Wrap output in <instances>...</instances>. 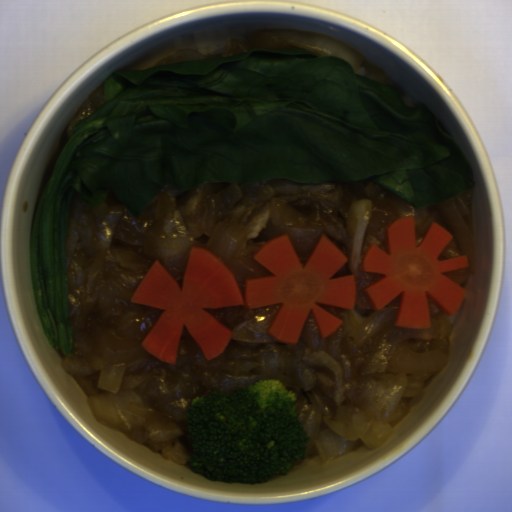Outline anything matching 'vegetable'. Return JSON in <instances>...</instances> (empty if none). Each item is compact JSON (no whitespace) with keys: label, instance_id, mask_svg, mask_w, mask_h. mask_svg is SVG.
Masks as SVG:
<instances>
[{"label":"vegetable","instance_id":"vegetable-1","mask_svg":"<svg viewBox=\"0 0 512 512\" xmlns=\"http://www.w3.org/2000/svg\"><path fill=\"white\" fill-rule=\"evenodd\" d=\"M99 110L74 125L35 206L36 311L73 356L65 247L71 205L112 192L129 215L160 185L370 180L420 208L461 194L470 161L421 101L337 57L260 50L108 74Z\"/></svg>","mask_w":512,"mask_h":512}]
</instances>
